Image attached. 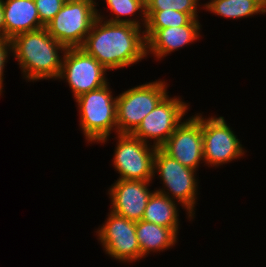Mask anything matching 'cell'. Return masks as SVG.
<instances>
[{
    "instance_id": "cell-1",
    "label": "cell",
    "mask_w": 266,
    "mask_h": 267,
    "mask_svg": "<svg viewBox=\"0 0 266 267\" xmlns=\"http://www.w3.org/2000/svg\"><path fill=\"white\" fill-rule=\"evenodd\" d=\"M97 13L91 30L80 47L107 70L130 66L146 57L147 42L141 27L104 21Z\"/></svg>"
},
{
    "instance_id": "cell-2",
    "label": "cell",
    "mask_w": 266,
    "mask_h": 267,
    "mask_svg": "<svg viewBox=\"0 0 266 267\" xmlns=\"http://www.w3.org/2000/svg\"><path fill=\"white\" fill-rule=\"evenodd\" d=\"M12 50L28 80L58 78L62 61L58 50L66 48L55 40L46 27L25 32L11 39Z\"/></svg>"
},
{
    "instance_id": "cell-3",
    "label": "cell",
    "mask_w": 266,
    "mask_h": 267,
    "mask_svg": "<svg viewBox=\"0 0 266 267\" xmlns=\"http://www.w3.org/2000/svg\"><path fill=\"white\" fill-rule=\"evenodd\" d=\"M108 83L76 98L80 111V125L87 141L106 142L111 129L117 130L116 104Z\"/></svg>"
},
{
    "instance_id": "cell-4",
    "label": "cell",
    "mask_w": 266,
    "mask_h": 267,
    "mask_svg": "<svg viewBox=\"0 0 266 267\" xmlns=\"http://www.w3.org/2000/svg\"><path fill=\"white\" fill-rule=\"evenodd\" d=\"M95 5L94 1L64 3L45 27L65 48H80L97 18Z\"/></svg>"
},
{
    "instance_id": "cell-5",
    "label": "cell",
    "mask_w": 266,
    "mask_h": 267,
    "mask_svg": "<svg viewBox=\"0 0 266 267\" xmlns=\"http://www.w3.org/2000/svg\"><path fill=\"white\" fill-rule=\"evenodd\" d=\"M165 82L156 81L131 88L116 97L118 133H132L167 95Z\"/></svg>"
},
{
    "instance_id": "cell-6",
    "label": "cell",
    "mask_w": 266,
    "mask_h": 267,
    "mask_svg": "<svg viewBox=\"0 0 266 267\" xmlns=\"http://www.w3.org/2000/svg\"><path fill=\"white\" fill-rule=\"evenodd\" d=\"M118 142L113 158L114 167L120 173V180L148 181L154 174L156 147H148L130 133H118ZM151 148V149H150Z\"/></svg>"
},
{
    "instance_id": "cell-7",
    "label": "cell",
    "mask_w": 266,
    "mask_h": 267,
    "mask_svg": "<svg viewBox=\"0 0 266 267\" xmlns=\"http://www.w3.org/2000/svg\"><path fill=\"white\" fill-rule=\"evenodd\" d=\"M60 78H66L75 99L81 94L97 90L107 84V69L81 48H66Z\"/></svg>"
},
{
    "instance_id": "cell-8",
    "label": "cell",
    "mask_w": 266,
    "mask_h": 267,
    "mask_svg": "<svg viewBox=\"0 0 266 267\" xmlns=\"http://www.w3.org/2000/svg\"><path fill=\"white\" fill-rule=\"evenodd\" d=\"M187 109L186 103L166 95L131 134L145 143L154 138V147L160 148L182 123Z\"/></svg>"
},
{
    "instance_id": "cell-9",
    "label": "cell",
    "mask_w": 266,
    "mask_h": 267,
    "mask_svg": "<svg viewBox=\"0 0 266 267\" xmlns=\"http://www.w3.org/2000/svg\"><path fill=\"white\" fill-rule=\"evenodd\" d=\"M153 172H159L163 183L173 197L188 210L189 217L194 216L193 208L196 202L195 171L185 167L177 160L166 154L161 148H157L154 155ZM157 170V171H156Z\"/></svg>"
},
{
    "instance_id": "cell-10",
    "label": "cell",
    "mask_w": 266,
    "mask_h": 267,
    "mask_svg": "<svg viewBox=\"0 0 266 267\" xmlns=\"http://www.w3.org/2000/svg\"><path fill=\"white\" fill-rule=\"evenodd\" d=\"M203 160L212 165L230 162L244 154L237 136L224 117L202 118Z\"/></svg>"
},
{
    "instance_id": "cell-11",
    "label": "cell",
    "mask_w": 266,
    "mask_h": 267,
    "mask_svg": "<svg viewBox=\"0 0 266 267\" xmlns=\"http://www.w3.org/2000/svg\"><path fill=\"white\" fill-rule=\"evenodd\" d=\"M136 222L113 212L97 231L106 253L119 261L132 262L141 258L136 237Z\"/></svg>"
},
{
    "instance_id": "cell-12",
    "label": "cell",
    "mask_w": 266,
    "mask_h": 267,
    "mask_svg": "<svg viewBox=\"0 0 266 267\" xmlns=\"http://www.w3.org/2000/svg\"><path fill=\"white\" fill-rule=\"evenodd\" d=\"M160 148L183 166L196 170L203 161L202 117L182 122Z\"/></svg>"
},
{
    "instance_id": "cell-13",
    "label": "cell",
    "mask_w": 266,
    "mask_h": 267,
    "mask_svg": "<svg viewBox=\"0 0 266 267\" xmlns=\"http://www.w3.org/2000/svg\"><path fill=\"white\" fill-rule=\"evenodd\" d=\"M148 185V181L118 179L109 191L113 206L111 212L135 222L142 220L152 195Z\"/></svg>"
},
{
    "instance_id": "cell-14",
    "label": "cell",
    "mask_w": 266,
    "mask_h": 267,
    "mask_svg": "<svg viewBox=\"0 0 266 267\" xmlns=\"http://www.w3.org/2000/svg\"><path fill=\"white\" fill-rule=\"evenodd\" d=\"M200 23L193 18L187 25L180 27H168L163 29H145L147 52L162 58L166 54L183 47L199 37ZM149 48V49H148Z\"/></svg>"
},
{
    "instance_id": "cell-15",
    "label": "cell",
    "mask_w": 266,
    "mask_h": 267,
    "mask_svg": "<svg viewBox=\"0 0 266 267\" xmlns=\"http://www.w3.org/2000/svg\"><path fill=\"white\" fill-rule=\"evenodd\" d=\"M5 19V37L15 36L45 27L41 22L34 0H2Z\"/></svg>"
},
{
    "instance_id": "cell-16",
    "label": "cell",
    "mask_w": 266,
    "mask_h": 267,
    "mask_svg": "<svg viewBox=\"0 0 266 267\" xmlns=\"http://www.w3.org/2000/svg\"><path fill=\"white\" fill-rule=\"evenodd\" d=\"M169 192L162 189L153 191L150 196L142 220L167 228H171L176 234L178 233V210L175 201L169 196Z\"/></svg>"
},
{
    "instance_id": "cell-17",
    "label": "cell",
    "mask_w": 266,
    "mask_h": 267,
    "mask_svg": "<svg viewBox=\"0 0 266 267\" xmlns=\"http://www.w3.org/2000/svg\"><path fill=\"white\" fill-rule=\"evenodd\" d=\"M135 230L141 258L149 251H163L176 244L177 234L171 228L140 220L136 222Z\"/></svg>"
},
{
    "instance_id": "cell-18",
    "label": "cell",
    "mask_w": 266,
    "mask_h": 267,
    "mask_svg": "<svg viewBox=\"0 0 266 267\" xmlns=\"http://www.w3.org/2000/svg\"><path fill=\"white\" fill-rule=\"evenodd\" d=\"M206 9L226 18H241L266 12V0H211Z\"/></svg>"
},
{
    "instance_id": "cell-19",
    "label": "cell",
    "mask_w": 266,
    "mask_h": 267,
    "mask_svg": "<svg viewBox=\"0 0 266 267\" xmlns=\"http://www.w3.org/2000/svg\"><path fill=\"white\" fill-rule=\"evenodd\" d=\"M147 18L146 29H163L187 25L192 18L187 13L175 10L145 11Z\"/></svg>"
},
{
    "instance_id": "cell-20",
    "label": "cell",
    "mask_w": 266,
    "mask_h": 267,
    "mask_svg": "<svg viewBox=\"0 0 266 267\" xmlns=\"http://www.w3.org/2000/svg\"><path fill=\"white\" fill-rule=\"evenodd\" d=\"M107 5L109 6V9L111 12L116 14L115 19L112 18L108 20L107 22L111 23H128L132 24L138 27L140 26L139 21L137 20H131V19H121L119 17L127 16V15H133L135 12L141 10L143 13V20L144 25L146 26L147 18L145 15L146 5L145 0H106Z\"/></svg>"
},
{
    "instance_id": "cell-21",
    "label": "cell",
    "mask_w": 266,
    "mask_h": 267,
    "mask_svg": "<svg viewBox=\"0 0 266 267\" xmlns=\"http://www.w3.org/2000/svg\"><path fill=\"white\" fill-rule=\"evenodd\" d=\"M198 0H145V11L175 10L187 13L192 19L197 17Z\"/></svg>"
},
{
    "instance_id": "cell-22",
    "label": "cell",
    "mask_w": 266,
    "mask_h": 267,
    "mask_svg": "<svg viewBox=\"0 0 266 267\" xmlns=\"http://www.w3.org/2000/svg\"><path fill=\"white\" fill-rule=\"evenodd\" d=\"M40 22L46 26L61 10L63 0H34Z\"/></svg>"
},
{
    "instance_id": "cell-23",
    "label": "cell",
    "mask_w": 266,
    "mask_h": 267,
    "mask_svg": "<svg viewBox=\"0 0 266 267\" xmlns=\"http://www.w3.org/2000/svg\"><path fill=\"white\" fill-rule=\"evenodd\" d=\"M12 49V43L10 39L6 37H0V93L2 92V82H3V69L4 64L8 57V50Z\"/></svg>"
},
{
    "instance_id": "cell-24",
    "label": "cell",
    "mask_w": 266,
    "mask_h": 267,
    "mask_svg": "<svg viewBox=\"0 0 266 267\" xmlns=\"http://www.w3.org/2000/svg\"><path fill=\"white\" fill-rule=\"evenodd\" d=\"M0 37H5V19L2 0H0Z\"/></svg>"
},
{
    "instance_id": "cell-25",
    "label": "cell",
    "mask_w": 266,
    "mask_h": 267,
    "mask_svg": "<svg viewBox=\"0 0 266 267\" xmlns=\"http://www.w3.org/2000/svg\"><path fill=\"white\" fill-rule=\"evenodd\" d=\"M86 1H93V0H63L64 3L86 2Z\"/></svg>"
}]
</instances>
